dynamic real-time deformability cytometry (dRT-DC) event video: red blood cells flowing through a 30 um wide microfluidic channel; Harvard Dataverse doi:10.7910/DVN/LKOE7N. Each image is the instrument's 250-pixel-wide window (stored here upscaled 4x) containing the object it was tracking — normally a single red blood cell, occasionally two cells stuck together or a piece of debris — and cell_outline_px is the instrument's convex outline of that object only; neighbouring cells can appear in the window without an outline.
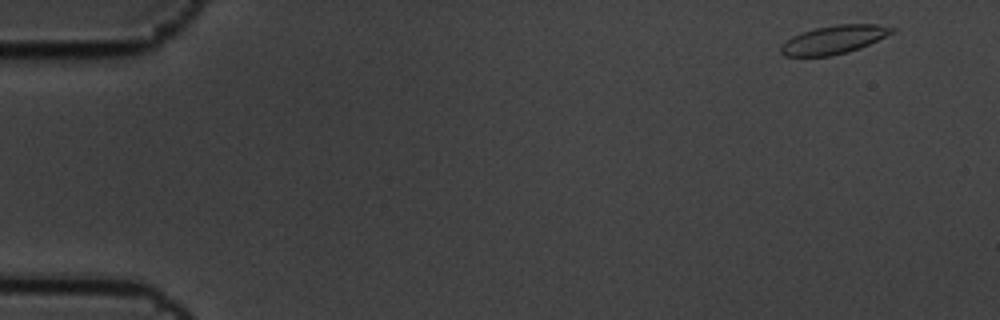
{"species": "common noctule bat (a hibernating species)", "species_latin": "Nyctalus noctula", "temperature_condition": "cold", "stored_images_in_passage": 6, "camera_frame_rate_fps": 3000, "um_per_image_px": 0.085, "animal": {"sex": "male", "body_mass_g": 19.5, "forearm_length_mm": 54.6}, "frame": {"image": 1, "passage_image": 1, "time_ms": 0.0, "image_size_px": [1000, 320], "cell_outline_px": [[896, 32], [860, 48], [848, 52], [832, 56], [784, 56], [780, 52], [780, 48], [792, 36], [800, 32], [816, 28], [836, 24], [880, 24], [896, 28]], "centroid_in_image_um": [70.93, 3.36], "position_along_channel_um": 14.1, "area_um2": 18.5}}
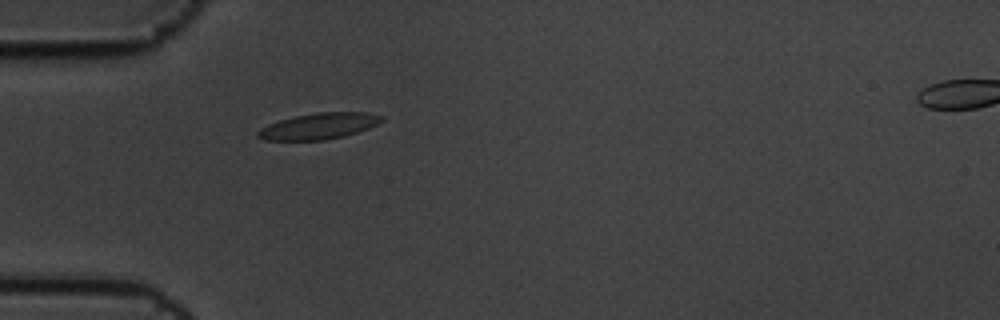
{"frame": {"image": 2, "passage_image": 5, "time_ms": 1.333, "image_size_px": [1000, 320], "cell_outline_px": [[384, 120], [368, 128], [344, 136], [324, 140], [264, 140], [256, 136], [256, 132], [260, 128], [268, 124], [280, 120], [296, 116], [316, 112], [368, 112], [384, 116]], "centroid_in_image_um": [27.1, 10.71], "position_along_channel_um": 57.9, "area_um2": 18.84}}